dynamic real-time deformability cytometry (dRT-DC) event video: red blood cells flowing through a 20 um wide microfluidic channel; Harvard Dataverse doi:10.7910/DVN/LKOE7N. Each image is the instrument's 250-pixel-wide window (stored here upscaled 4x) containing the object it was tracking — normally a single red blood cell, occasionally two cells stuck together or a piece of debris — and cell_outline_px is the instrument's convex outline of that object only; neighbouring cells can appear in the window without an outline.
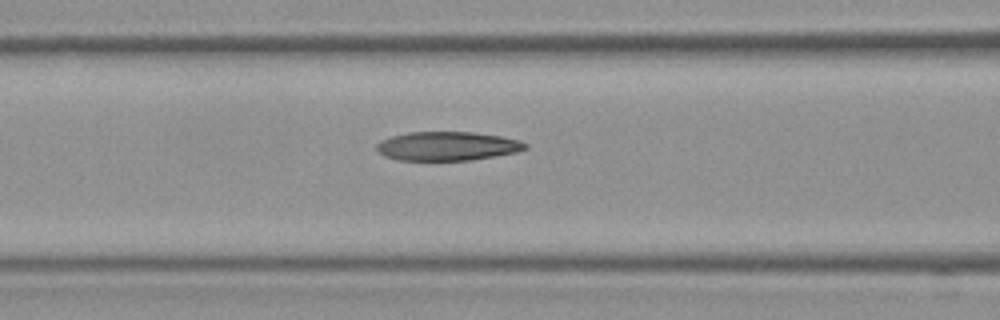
{"species": "Egyptian fruit bat (a non-hibernating species)", "species_latin": "Rousettus aegyptiacus", "temperature_condition": "room temperature", "stored_images_in_passage": 5, "camera_frame_rate_fps": 3000, "um_per_image_px": 0.085, "frame": {"image": 1, "passage_image": 4, "time_ms": 1.0, "image_size_px": [1000, 320], "cell_outline_px": [[528, 148], [516, 152], [496, 156], [468, 160], [400, 160], [384, 156], [376, 148], [376, 144], [380, 140], [392, 136], [408, 132], [472, 132], [500, 136], [520, 140], [528, 144]], "centroid_in_image_um": [38.03, 12.41], "position_along_channel_um": 128.6, "area_um2": 25.03}}